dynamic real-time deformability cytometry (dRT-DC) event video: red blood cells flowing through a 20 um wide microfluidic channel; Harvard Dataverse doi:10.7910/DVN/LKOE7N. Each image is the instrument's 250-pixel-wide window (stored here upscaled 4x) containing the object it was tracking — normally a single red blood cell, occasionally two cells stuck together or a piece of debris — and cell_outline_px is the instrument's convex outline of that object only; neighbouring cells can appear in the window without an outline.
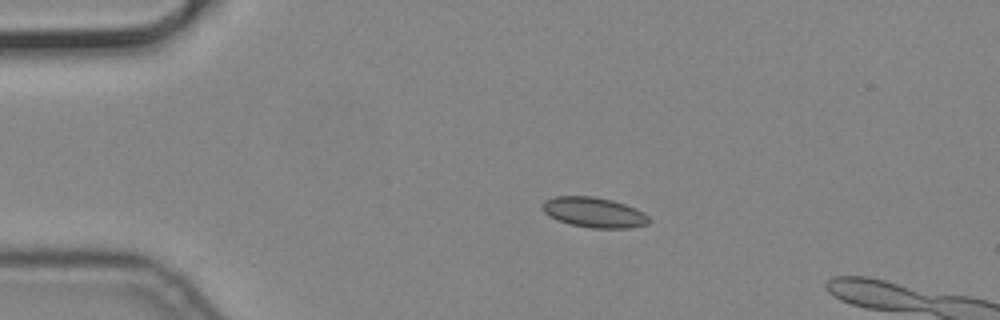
{"species": "common noctule bat (a hibernating species)", "species_latin": "Nyctalus noctula", "temperature_condition": "cold", "stored_images_in_passage": 45, "camera_frame_rate_fps": 3000, "um_per_image_px": 0.085, "animal": {"sex": "male", "body_mass_g": 19.2, "forearm_length_mm": 51.8}, "frame": {"image": 1, "passage_image": 4, "time_ms": 1.0, "image_size_px": [1000, 320], "cell_outline_px": [[652, 220], [648, 224], [628, 228], [592, 228], [572, 224], [556, 220], [548, 216], [544, 212], [544, 200], [556, 196], [592, 196], [612, 200], [636, 208], [644, 212]], "centroid_in_image_um": [50.52, 18.05], "position_along_channel_um": 34.5, "area_um2": 18.73}}
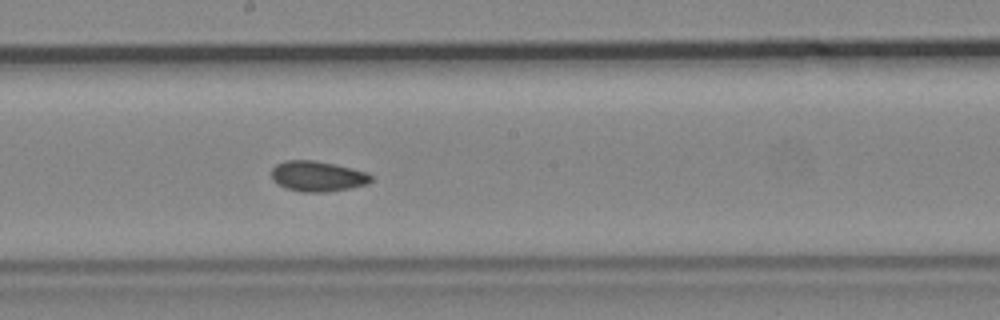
{"frame": {"image": 2, "passage_image": 23, "time_ms": 7.333, "image_size_px": [1000, 320], "cell_outline_px": [[372, 180], [368, 184], [328, 192], [300, 192], [276, 184], [272, 180], [272, 168], [276, 164], [284, 160], [312, 160], [336, 164], [368, 172], [372, 176]], "centroid_in_image_um": [26.99, 14.98], "position_along_channel_um": 221.2, "area_um2": 17.8}}
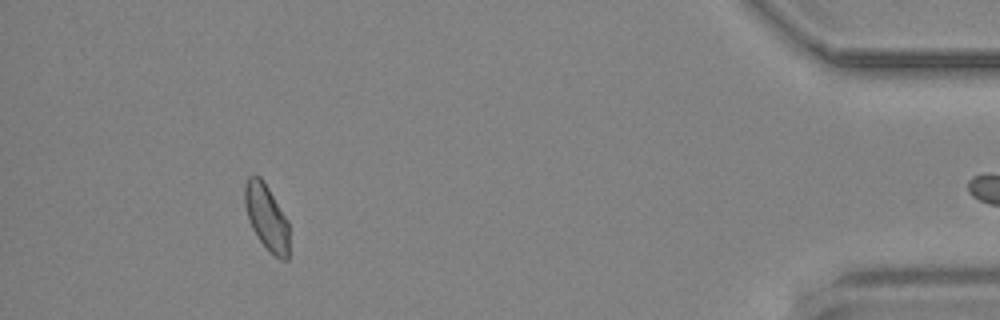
{"frame": {"image": 3, "passage_image": 44, "time_ms": 14.333, "image_size_px": [1000, 320], "cell_outline_px": [[288, 260], [280, 260], [260, 240], [252, 228], [248, 220], [244, 204], [244, 184], [248, 176], [260, 176], [268, 188], [288, 220]], "centroid_in_image_um": [22.64, 18.43], "position_along_channel_um": 412.6, "area_um2": 16.82}}